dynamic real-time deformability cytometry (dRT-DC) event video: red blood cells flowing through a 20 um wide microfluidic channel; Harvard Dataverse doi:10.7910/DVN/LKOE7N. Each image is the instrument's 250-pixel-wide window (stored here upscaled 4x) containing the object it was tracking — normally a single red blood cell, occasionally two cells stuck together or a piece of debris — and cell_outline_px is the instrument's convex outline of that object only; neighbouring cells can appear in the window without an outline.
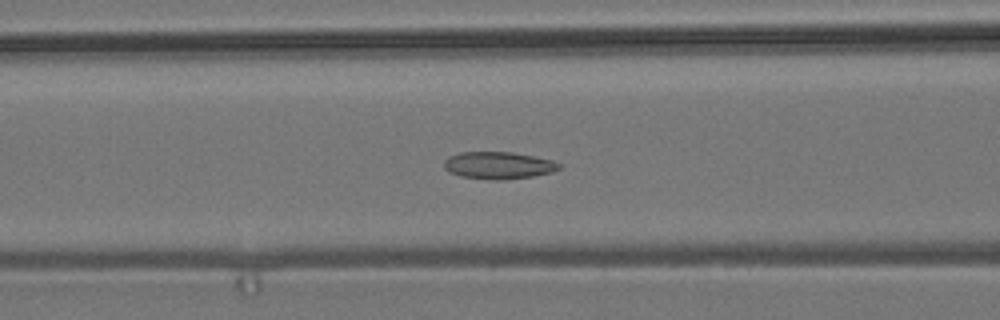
{"species": "common noctule bat (a hibernating species)", "species_latin": "Nyctalus noctula", "temperature_condition": "room temperature", "stored_images_in_passage": 55, "camera_frame_rate_fps": 3000, "um_per_image_px": 0.085, "animal": {"sex": "male", "body_mass_g": 19.2, "forearm_length_mm": 51.8}, "frame": {"image": 1, "passage_image": 21, "time_ms": 6.667, "image_size_px": [1000, 320], "cell_outline_px": [[560, 168], [552, 172], [532, 176], [504, 180], [496, 180], [460, 176], [448, 172], [444, 168], [444, 160], [448, 156], [460, 152], [512, 152], [552, 160], [560, 164]], "centroid_in_image_um": [42.33, 14.05], "position_along_channel_um": 124.3, "area_um2": 18.21}}
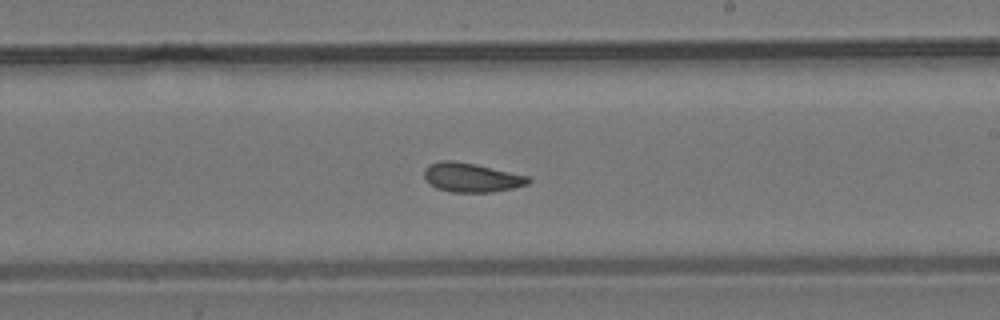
{"frame": {"image": 2, "passage_image": 31, "time_ms": 10.0, "image_size_px": [1000, 320], "cell_outline_px": [[532, 180], [528, 184], [512, 188], [492, 192], [452, 192], [436, 188], [424, 176], [424, 168], [428, 164], [440, 160], [452, 160], [476, 164], [528, 176]], "centroid_in_image_um": [40.06, 15.07], "position_along_channel_um": 248.9, "area_um2": 17.63}}
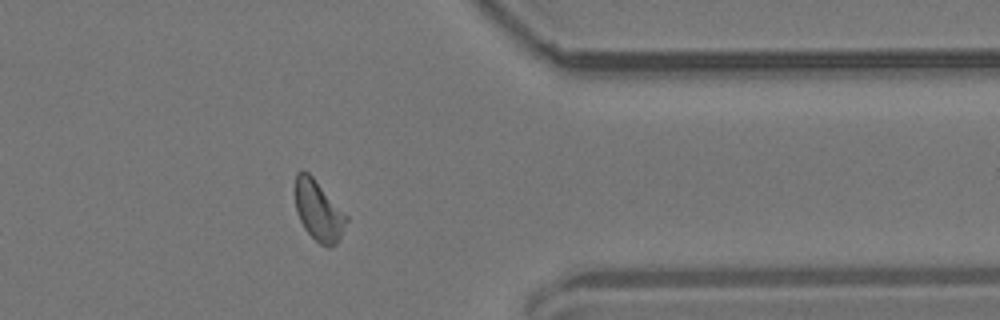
{"frame": {"image": 3, "passage_image": 43, "time_ms": 14.0, "image_size_px": [1000, 320], "cell_outline_px": [[348, 220], [336, 244], [332, 248], [328, 248], [320, 244], [304, 228], [300, 220], [296, 208], [296, 172], [308, 172], [312, 176], [348, 216]], "centroid_in_image_um": [27.09, 17.94], "position_along_channel_um": 384.3, "area_um2": 17.63}, "authors_computed_cell_mechanics": {"area_um2": 18.0914, "velocity_mm_per_s": 3.7487, "shape_relaxation_time_tau1_ms": null, "shape_relaxation_time_tau2_ms": 2.8771, "deformation_change_tau1": null, "deformation_change_tau2": 0.0895}}